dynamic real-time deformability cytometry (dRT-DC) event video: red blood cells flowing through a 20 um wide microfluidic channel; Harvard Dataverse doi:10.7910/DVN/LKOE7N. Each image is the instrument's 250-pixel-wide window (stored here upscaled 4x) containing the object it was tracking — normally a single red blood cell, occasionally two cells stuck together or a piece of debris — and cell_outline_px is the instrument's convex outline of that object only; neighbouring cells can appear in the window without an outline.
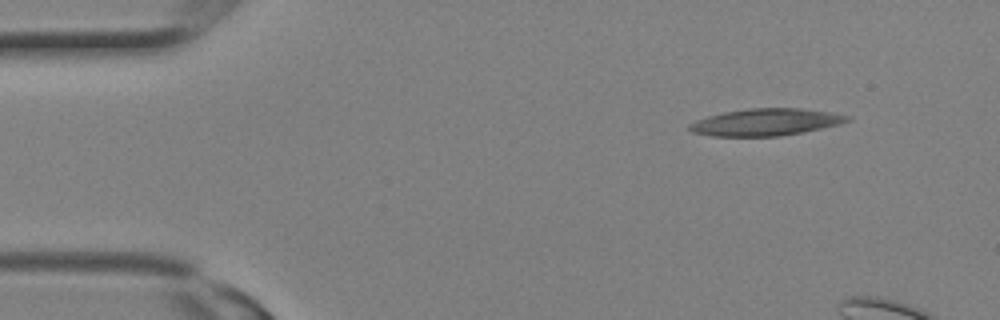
{"species": "Egyptian fruit bat (a non-hibernating species)", "species_latin": "Rousettus aegyptiacus", "temperature_condition": "room temperature", "stored_images_in_passage": 3, "camera_frame_rate_fps": 3000, "um_per_image_px": 0.085, "animal": {"sex": "female"}, "frame": {"image": 1, "passage_image": 1, "time_ms": 0.0, "image_size_px": [1000, 320], "cell_outline_px": [[852, 120], [840, 124], [780, 136], [712, 136], [692, 132], [688, 128], [688, 124], [696, 120], [708, 116], [724, 112], [748, 108], [800, 108], [832, 112], [852, 116]], "centroid_in_image_um": [65.1, 10.37], "position_along_channel_um": 19.9, "area_um2": 24.85}}